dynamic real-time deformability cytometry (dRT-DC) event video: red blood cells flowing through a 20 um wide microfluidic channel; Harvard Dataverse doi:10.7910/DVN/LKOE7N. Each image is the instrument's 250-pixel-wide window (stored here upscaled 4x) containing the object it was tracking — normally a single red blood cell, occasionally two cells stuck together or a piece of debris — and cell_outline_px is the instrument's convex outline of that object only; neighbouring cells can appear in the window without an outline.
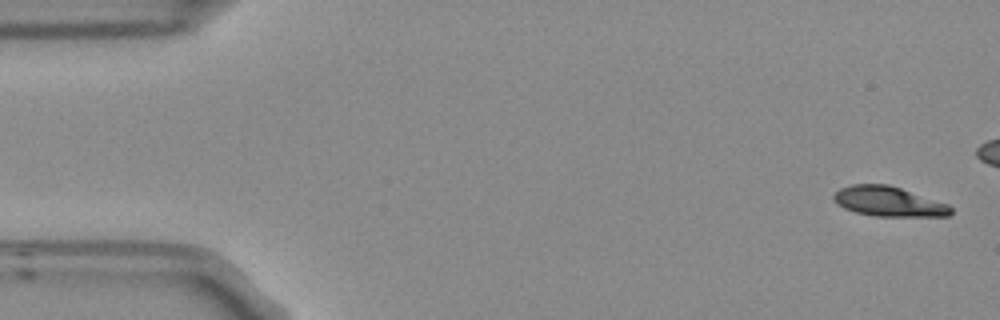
{"species": "Egyptian fruit bat (a non-hibernating species)", "species_latin": "Rousettus aegyptiacus", "temperature_condition": "room temperature", "stored_images_in_passage": 7, "camera_frame_rate_fps": 3000, "um_per_image_px": 0.085, "frame": {"image": 1, "passage_image": 1, "time_ms": 0.0, "image_size_px": [1000, 320], "cell_outline_px": [[952, 212], [948, 216], [876, 216], [856, 212], [844, 208], [832, 196], [840, 188], [852, 184], [888, 184], [948, 204], [952, 208]], "centroid_in_image_um": [75.55, 17.12], "position_along_channel_um": 9.5, "area_um2": 20.06}}